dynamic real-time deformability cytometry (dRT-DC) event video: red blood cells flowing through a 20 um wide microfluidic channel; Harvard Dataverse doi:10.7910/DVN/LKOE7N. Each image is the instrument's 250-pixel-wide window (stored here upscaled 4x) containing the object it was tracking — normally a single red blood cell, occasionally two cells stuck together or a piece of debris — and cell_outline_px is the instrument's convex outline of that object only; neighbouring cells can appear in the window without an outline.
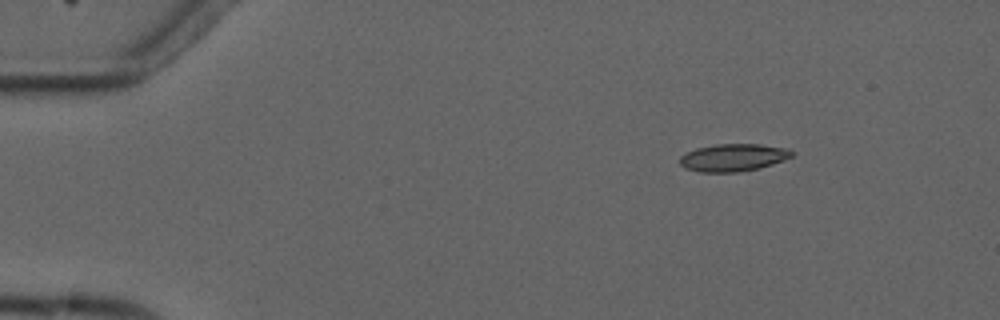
{"species": "common noctule bat (a hibernating species)", "species_latin": "Nyctalus noctula", "temperature_condition": "cold", "stored_images_in_passage": 8, "camera_frame_rate_fps": 3000, "um_per_image_px": 0.085, "animal": {"sex": "male", "forearm_length_mm": 52.5}, "frame": {"image": 1, "passage_image": 3, "time_ms": 2.333, "image_size_px": [1000, 320], "cell_outline_px": [[796, 152], [792, 156], [784, 160], [760, 168], [740, 172], [700, 172], [684, 168], [680, 164], [680, 156], [696, 148], [716, 144], [760, 144], [788, 148]], "centroid_in_image_um": [62.35, 13.39], "position_along_channel_um": 22.6, "area_um2": 18.09}}
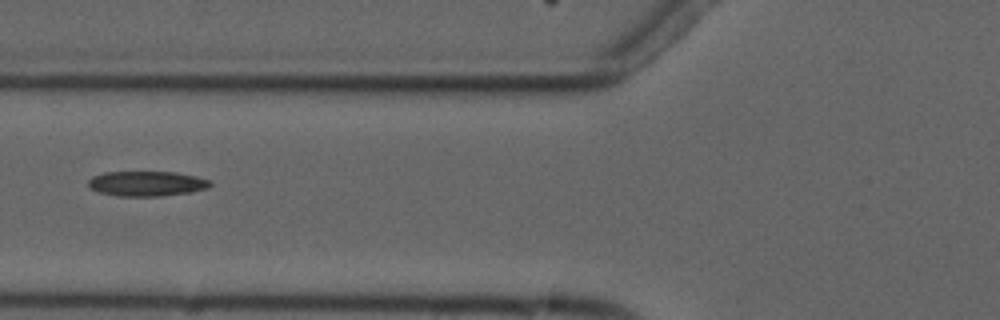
{"frame": {"image": 2, "passage_image": 7, "time_ms": 7.0, "image_size_px": [1000, 320], "cell_outline_px": [[212, 184], [208, 188], [192, 192], [160, 196], [116, 196], [100, 192], [92, 188], [88, 184], [88, 180], [92, 176], [104, 172], [176, 172], [196, 176], [208, 180]], "centroid_in_image_um": [12.48, 15.6], "position_along_channel_um": 113.3, "area_um2": 17.74}}
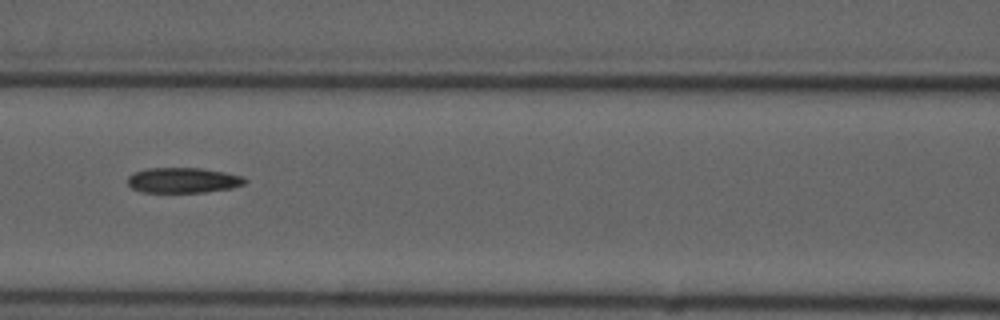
{"frame": {"image": 3, "passage_image": 8, "time_ms": 8.0, "image_size_px": [1000, 320], "cell_outline_px": [[248, 180], [244, 184], [228, 188], [204, 192], [144, 192], [132, 188], [128, 184], [128, 176], [136, 172], [148, 168], [200, 168], [224, 172], [244, 176]], "centroid_in_image_um": [15.57, 15.32], "position_along_channel_um": 151.0, "area_um2": 17.11}}